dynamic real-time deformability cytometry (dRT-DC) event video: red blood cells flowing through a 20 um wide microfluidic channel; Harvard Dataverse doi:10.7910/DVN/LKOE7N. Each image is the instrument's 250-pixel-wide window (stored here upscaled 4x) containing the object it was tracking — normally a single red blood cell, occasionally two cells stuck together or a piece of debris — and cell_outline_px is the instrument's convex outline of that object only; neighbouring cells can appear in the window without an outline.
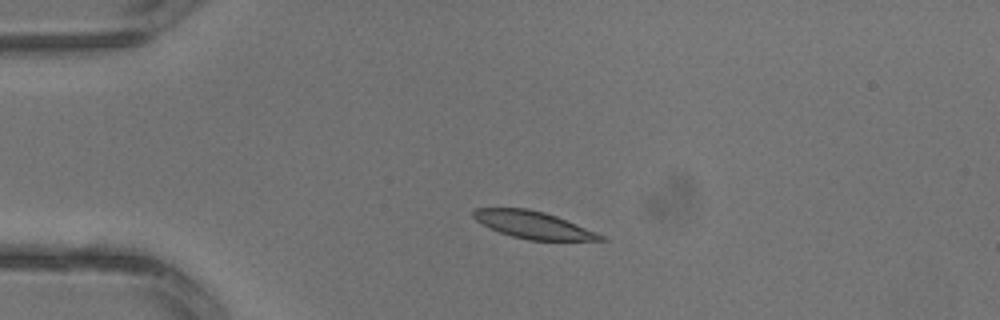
{"species": "common noctule bat (a hibernating species)", "species_latin": "Nyctalus noctula", "temperature_condition": "warm", "stored_images_in_passage": 1, "camera_frame_rate_fps": 3000, "um_per_image_px": 0.085, "animal": {"sex": "male", "body_mass_g": 13.3}, "frame": {"image": 1, "passage_image": 1, "time_ms": 0.0, "image_size_px": [1000, 320], "cell_outline_px": [[608, 240], [528, 240], [512, 236], [500, 232], [476, 220], [472, 216], [472, 212], [476, 208], [528, 208], [544, 212], [556, 216], [596, 232], [604, 236]], "centroid_in_image_um": [45.32, 19.11], "position_along_channel_um": 39.7, "area_um2": 19.83}}